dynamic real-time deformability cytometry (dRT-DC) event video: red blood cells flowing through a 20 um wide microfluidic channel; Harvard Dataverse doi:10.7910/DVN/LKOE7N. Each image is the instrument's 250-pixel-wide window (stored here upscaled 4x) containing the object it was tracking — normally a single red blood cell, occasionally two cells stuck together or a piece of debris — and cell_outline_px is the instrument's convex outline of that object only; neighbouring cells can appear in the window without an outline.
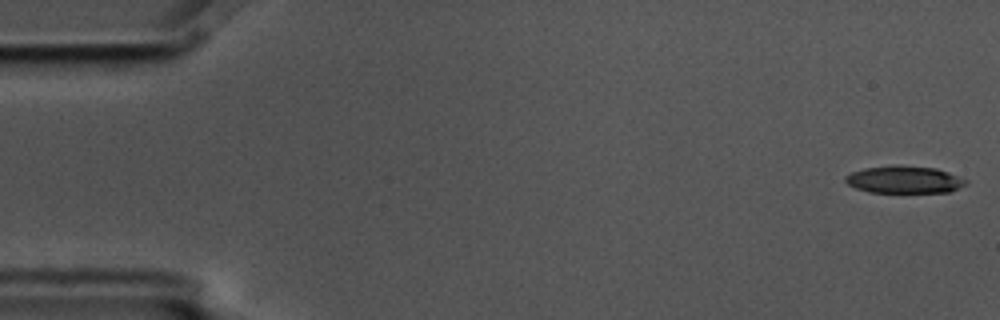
{"species": "common noctule bat (a hibernating species)", "species_latin": "Nyctalus noctula", "temperature_condition": "cold", "stored_images_in_passage": 3, "camera_frame_rate_fps": 3000, "um_per_image_px": 0.085, "animal": {"sex": "male", "body_mass_g": 17.5, "forearm_length_mm": 52.3}, "frame": {"image": 1, "passage_image": 1, "time_ms": 0.0, "image_size_px": [1000, 320], "cell_outline_px": [[968, 184], [948, 192], [868, 192], [856, 188], [848, 184], [844, 180], [844, 176], [852, 172], [864, 168], [936, 168], [948, 172], [968, 180]], "centroid_in_image_um": [76.88, 15.32], "position_along_channel_um": 8.1, "area_um2": 18.26}}